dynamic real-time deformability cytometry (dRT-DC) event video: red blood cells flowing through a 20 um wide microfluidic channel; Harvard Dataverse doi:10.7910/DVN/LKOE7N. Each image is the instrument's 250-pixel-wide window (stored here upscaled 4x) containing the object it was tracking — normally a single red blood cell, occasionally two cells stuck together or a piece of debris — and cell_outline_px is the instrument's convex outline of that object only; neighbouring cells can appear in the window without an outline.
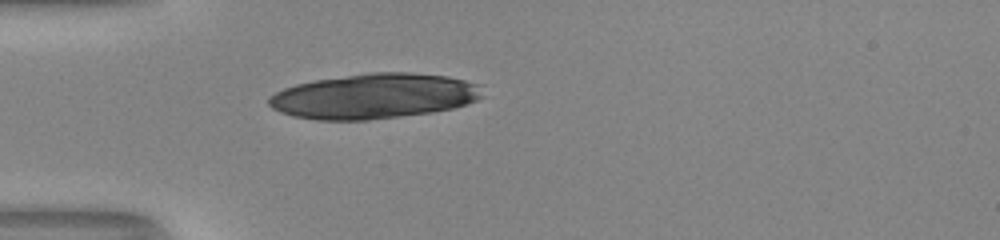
{"species": "human", "species_latin": "Homo sapiens", "temperature_condition": "room temperature", "stored_images_in_passage": 37, "camera_frame_rate_fps": 3000, "um_per_image_px": 0.085, "donor": {"sex": "male"}, "frame": {"image": 1, "passage_image": 1, "time_ms": 0.0, "image_size_px": [1000, 240], "cell_outline_px": [[484, 96], [476, 100], [452, 108], [432, 112], [368, 120], [316, 120], [292, 116], [280, 112], [272, 108], [268, 104], [268, 100], [276, 92], [284, 88], [296, 84], [316, 80], [368, 72], [408, 72], [448, 76], [480, 84]], "centroid_in_image_um": [31.8, 8.17], "position_along_channel_um": 53.2, "area_um2": 56.18}}